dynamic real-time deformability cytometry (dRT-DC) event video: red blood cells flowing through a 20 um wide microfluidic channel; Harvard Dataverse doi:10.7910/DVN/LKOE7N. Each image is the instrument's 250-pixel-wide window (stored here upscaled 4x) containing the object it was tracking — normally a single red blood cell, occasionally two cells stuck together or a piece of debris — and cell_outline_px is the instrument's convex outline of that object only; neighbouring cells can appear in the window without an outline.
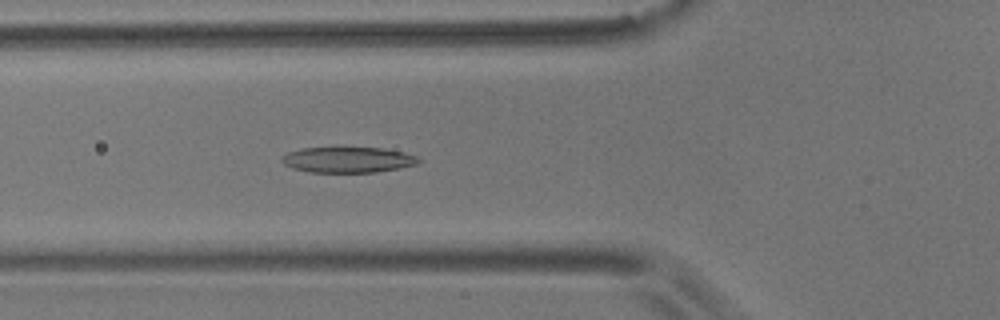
{"species": "common noctule bat (a hibernating species)", "species_latin": "Nyctalus noctula", "temperature_condition": "room temperature", "stored_images_in_passage": 40, "camera_frame_rate_fps": 3000, "um_per_image_px": 0.085, "animal": {"sex": "male", "body_mass_g": 17.9}, "frame": {"image": 1, "passage_image": 10, "time_ms": 3.0, "image_size_px": [1000, 320], "cell_outline_px": [[420, 160], [416, 164], [376, 172], [312, 172], [292, 168], [284, 164], [280, 160], [280, 156], [288, 152], [300, 148], [340, 144], [384, 148], [404, 152], [416, 156]], "centroid_in_image_um": [29.49, 13.51], "position_along_channel_um": 96.3, "area_um2": 21.5}}
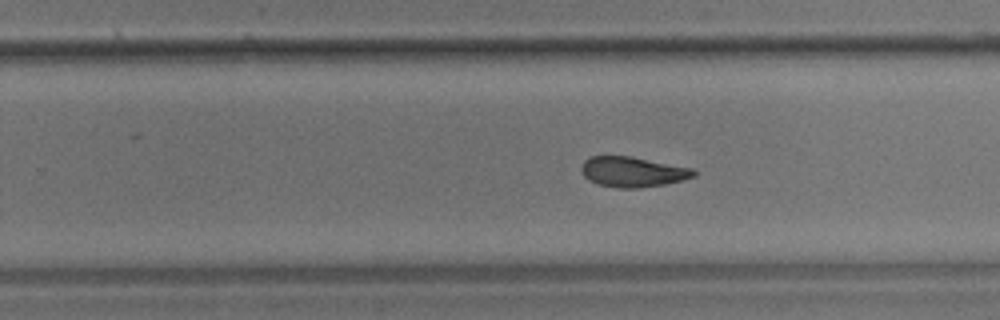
{"frame": {"image": 2, "passage_image": 25, "time_ms": 8.0, "image_size_px": [1000, 320], "cell_outline_px": [[696, 176], [684, 180], [664, 184], [636, 188], [620, 188], [600, 184], [588, 180], [584, 176], [580, 168], [584, 160], [592, 156], [628, 156], [692, 168], [696, 172]], "centroid_in_image_um": [53.77, 14.61], "position_along_channel_um": 276.0, "area_um2": 19.59}}
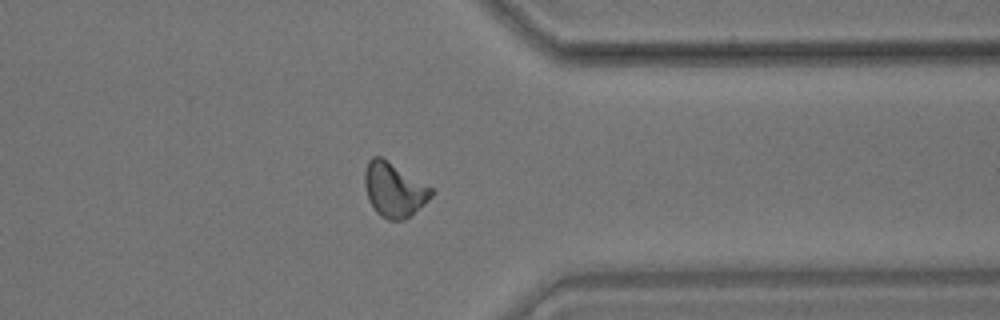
{"frame": {"image": 3, "passage_image": 34, "time_ms": 11.0, "image_size_px": [1000, 320], "cell_outline_px": [[436, 192], [420, 208], [404, 220], [388, 220], [380, 216], [376, 212], [368, 200], [364, 184], [364, 172], [368, 160], [372, 156], [380, 156], [432, 188]], "centroid_in_image_um": [33.47, 16.14], "position_along_channel_um": 377.9, "area_um2": 21.04}}